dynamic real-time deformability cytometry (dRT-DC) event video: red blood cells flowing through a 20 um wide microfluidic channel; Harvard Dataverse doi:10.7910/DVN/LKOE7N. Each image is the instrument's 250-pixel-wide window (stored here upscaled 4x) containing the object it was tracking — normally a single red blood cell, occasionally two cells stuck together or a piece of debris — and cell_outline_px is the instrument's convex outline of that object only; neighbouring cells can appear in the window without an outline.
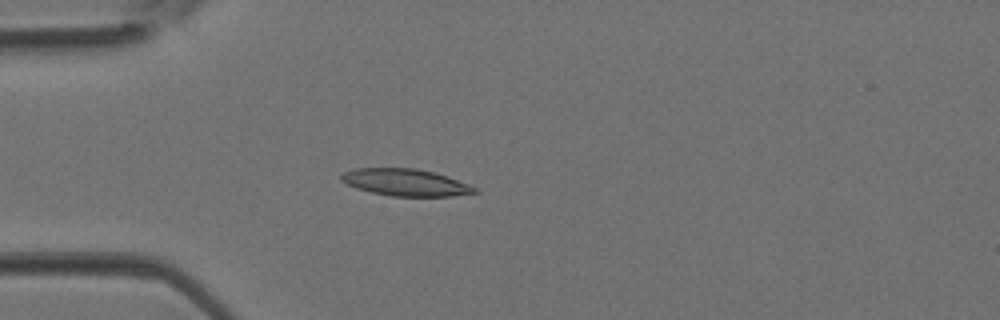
{"species": "Egyptian fruit bat (a non-hibernating species)", "species_latin": "Rousettus aegyptiacus", "temperature_condition": "room temperature", "stored_images_in_passage": 4, "camera_frame_rate_fps": 3000, "um_per_image_px": 0.085, "animal": {"sex": "female"}, "frame": {"image": 1, "passage_image": 4, "time_ms": 1.0, "image_size_px": [1000, 320], "cell_outline_px": [[480, 192], [452, 196], [392, 196], [372, 192], [356, 188], [340, 180], [340, 176], [344, 172], [356, 168], [416, 168], [448, 176], [468, 184], [476, 188]], "centroid_in_image_um": [34.48, 15.5], "position_along_channel_um": 50.5, "area_um2": 20.87}}